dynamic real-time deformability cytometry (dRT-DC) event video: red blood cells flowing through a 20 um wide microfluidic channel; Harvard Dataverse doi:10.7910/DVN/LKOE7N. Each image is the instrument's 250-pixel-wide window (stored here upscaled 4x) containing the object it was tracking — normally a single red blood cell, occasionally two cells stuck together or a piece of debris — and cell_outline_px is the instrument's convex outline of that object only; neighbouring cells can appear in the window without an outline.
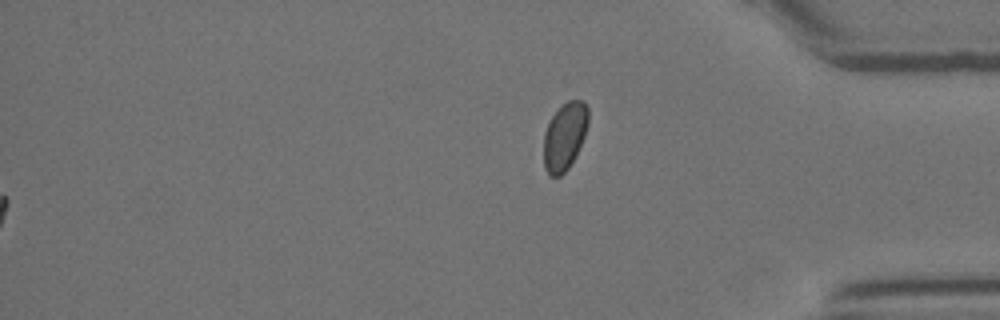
{"species": "Egyptian fruit bat (a non-hibernating species)", "species_latin": "Rousettus aegyptiacus", "temperature_condition": "room temperature", "stored_images_in_passage": 57, "segment_of_instrument_passage": [2, 2], "camera_frame_rate_fps": 3000, "um_per_image_px": 0.085, "animal": {"sex": "female"}, "frame": {"image": 1, "passage_image": 57, "time_ms": 18.667, "image_size_px": [1000, 320], "cell_outline_px": [[588, 124], [584, 136], [576, 156], [568, 168], [560, 176], [552, 176], [544, 168], [544, 132], [552, 116], [568, 100], [584, 100], [588, 108]], "centroid_in_image_um": [48.01, 11.58], "position_along_channel_um": 387.2, "area_um2": 17.4}}